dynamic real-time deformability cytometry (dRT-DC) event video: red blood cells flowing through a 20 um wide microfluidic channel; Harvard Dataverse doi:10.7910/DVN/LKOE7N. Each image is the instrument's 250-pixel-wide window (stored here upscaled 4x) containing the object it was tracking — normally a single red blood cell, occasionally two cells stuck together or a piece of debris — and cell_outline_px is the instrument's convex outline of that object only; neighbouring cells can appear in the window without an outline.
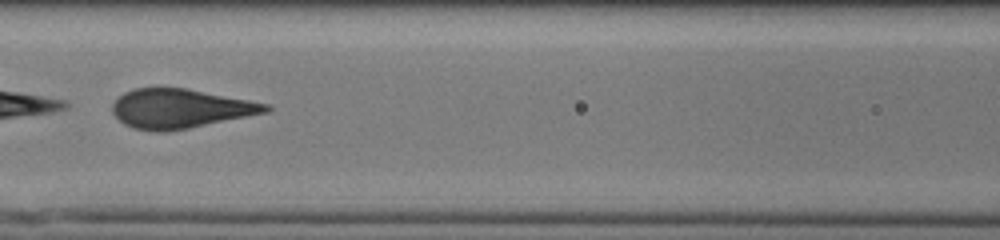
{"species": "human", "species_latin": "Homo sapiens", "temperature_condition": "cold", "stored_images_in_passage": 45, "camera_frame_rate_fps": 3000, "um_per_image_px": 0.085, "donor": {"sex": "male"}, "frame": {"image": 1, "passage_image": 18, "time_ms": 5.667, "image_size_px": [1000, 240], "cell_outline_px": [[272, 108], [268, 112], [168, 132], [156, 132], [132, 128], [124, 124], [112, 112], [112, 104], [124, 92], [136, 88], [188, 88], [268, 104]], "centroid_in_image_um": [15.3, 9.23], "position_along_channel_um": 151.3, "area_um2": 34.91}}
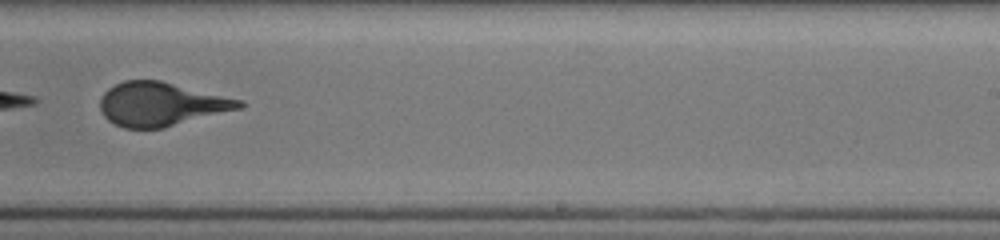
{"frame": {"image": 2, "passage_image": 28, "time_ms": 9.0, "image_size_px": [1000, 240], "cell_outline_px": [[244, 108], [164, 128], [124, 128], [108, 120], [104, 116], [100, 108], [100, 100], [104, 92], [108, 88], [124, 80], [160, 80], [244, 100]], "centroid_in_image_um": [13.73, 8.85], "position_along_channel_um": 275.3, "area_um2": 35.66}}
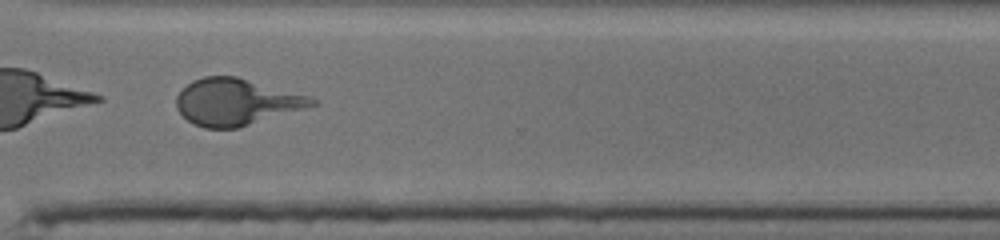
{"frame": {"image": 3, "passage_image": 34, "time_ms": 11.0, "image_size_px": [1000, 240], "cell_outline_px": [[316, 104], [304, 108], [236, 128], [204, 128], [192, 124], [176, 108], [176, 96], [192, 80], [204, 76], [236, 76], [308, 96], [316, 100]], "centroid_in_image_um": [20.01, 8.66], "position_along_channel_um": 350.6, "area_um2": 36.18}}